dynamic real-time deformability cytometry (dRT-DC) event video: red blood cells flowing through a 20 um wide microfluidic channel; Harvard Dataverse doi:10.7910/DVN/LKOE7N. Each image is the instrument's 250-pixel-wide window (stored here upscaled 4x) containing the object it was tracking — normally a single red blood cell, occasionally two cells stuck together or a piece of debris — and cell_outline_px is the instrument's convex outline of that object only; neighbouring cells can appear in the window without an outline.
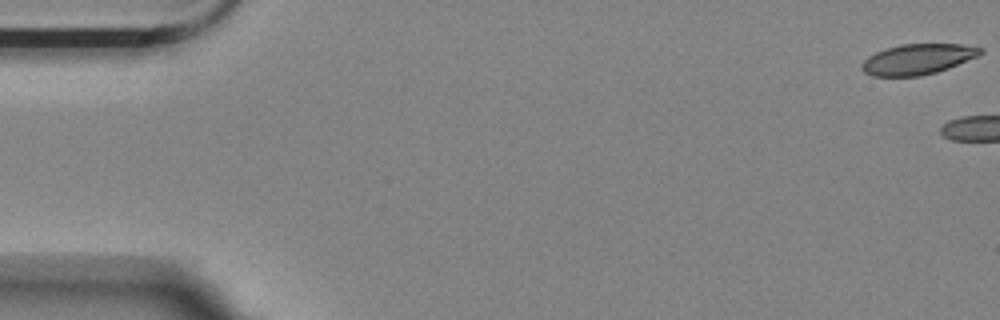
{"species": "Egyptian fruit bat (a non-hibernating species)", "species_latin": "Rousettus aegyptiacus", "temperature_condition": "room temperature", "stored_images_in_passage": 6, "camera_frame_rate_fps": 3000, "um_per_image_px": 0.085, "animal": {"sex": "female"}, "frame": {"image": 1, "passage_image": 1, "time_ms": 0.0, "image_size_px": [1000, 320], "cell_outline_px": [[984, 52], [976, 56], [948, 68], [936, 72], [920, 76], [872, 76], [864, 72], [860, 68], [860, 64], [868, 56], [884, 48], [900, 44], [964, 44], [984, 48]], "centroid_in_image_um": [77.97, 5.02], "position_along_channel_um": 7.0, "area_um2": 21.15}}